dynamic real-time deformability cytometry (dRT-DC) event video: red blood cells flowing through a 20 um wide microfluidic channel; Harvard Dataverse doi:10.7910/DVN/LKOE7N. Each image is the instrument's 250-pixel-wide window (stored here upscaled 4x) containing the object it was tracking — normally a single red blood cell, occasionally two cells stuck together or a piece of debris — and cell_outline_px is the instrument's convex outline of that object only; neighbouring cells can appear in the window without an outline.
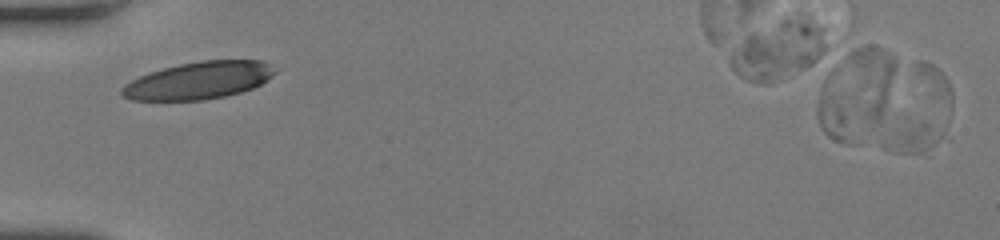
{"species": "human", "species_latin": "Homo sapiens", "temperature_condition": "room temperature", "stored_images_in_passage": 3, "camera_frame_rate_fps": 3000, "um_per_image_px": 0.085, "donor": {"sex": "female"}, "frame": {"image": 1, "passage_image": 1, "time_ms": 0.0, "image_size_px": [1000, 240], "cell_outline_px": [[952, 140], [924, 156], [892, 152], [884, 148], [908, 64], [916, 60], [924, 60], [932, 64], [948, 80], [952, 92]], "centroid_in_image_um": [78.34, 9.52], "position_along_channel_um": 6.7, "area_um2": 34.39}}